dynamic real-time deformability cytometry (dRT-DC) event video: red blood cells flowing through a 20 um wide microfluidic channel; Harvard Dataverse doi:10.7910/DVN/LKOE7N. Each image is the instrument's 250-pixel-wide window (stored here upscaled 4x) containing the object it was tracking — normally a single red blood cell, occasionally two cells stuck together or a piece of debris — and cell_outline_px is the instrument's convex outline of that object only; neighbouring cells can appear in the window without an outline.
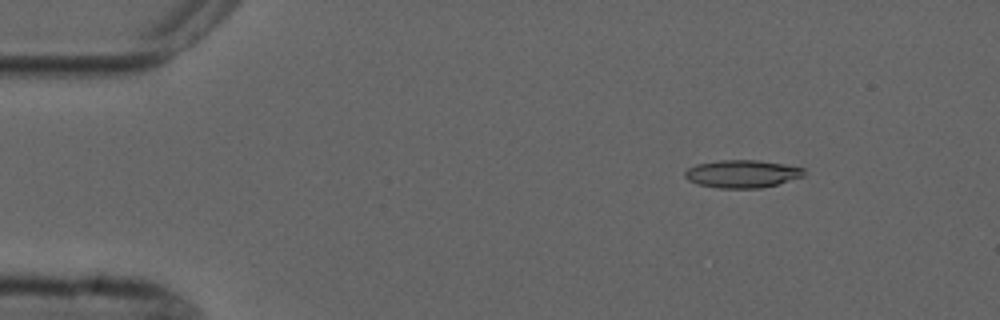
{"species": "common noctule bat (a hibernating species)", "species_latin": "Nyctalus noctula", "temperature_condition": "cold", "stored_images_in_passage": 4, "camera_frame_rate_fps": 3000, "um_per_image_px": 0.085, "animal": {"sex": "male", "forearm_length_mm": 52.5}, "frame": {"image": 1, "passage_image": 2, "time_ms": 1.0, "image_size_px": [1000, 320], "cell_outline_px": [[804, 176], [776, 184], [760, 188], [720, 188], [700, 184], [688, 180], [684, 176], [684, 172], [688, 168], [696, 164], [720, 160], [756, 160], [784, 164], [804, 168]], "centroid_in_image_um": [63.07, 14.77], "position_along_channel_um": 21.9, "area_um2": 19.07}}